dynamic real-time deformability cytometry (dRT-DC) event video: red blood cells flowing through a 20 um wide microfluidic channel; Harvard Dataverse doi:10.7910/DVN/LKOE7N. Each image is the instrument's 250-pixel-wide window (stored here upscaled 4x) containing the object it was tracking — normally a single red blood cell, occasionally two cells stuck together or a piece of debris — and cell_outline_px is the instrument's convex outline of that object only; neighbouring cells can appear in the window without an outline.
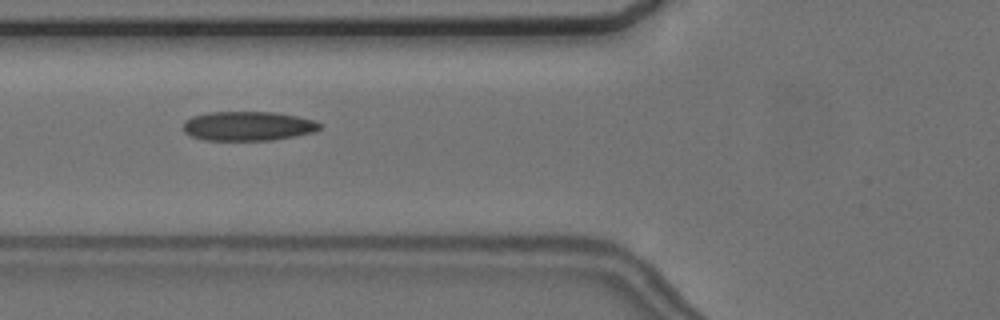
{"species": "common noctule bat (a hibernating species)", "species_latin": "Nyctalus noctula", "temperature_condition": "cold", "stored_images_in_passage": 5, "camera_frame_rate_fps": 3000, "um_per_image_px": 0.085, "animal": {"sex": "female", "body_mass_g": 24.6, "forearm_length_mm": 56.2}, "frame": {"image": 1, "passage_image": 4, "time_ms": 3.333, "image_size_px": [1000, 320], "cell_outline_px": [[320, 128], [312, 132], [296, 136], [272, 140], [204, 140], [192, 136], [184, 132], [184, 120], [192, 116], [208, 112], [276, 112], [316, 120], [320, 124]], "centroid_in_image_um": [21.07, 10.71], "position_along_channel_um": 104.7, "area_um2": 23.35}}
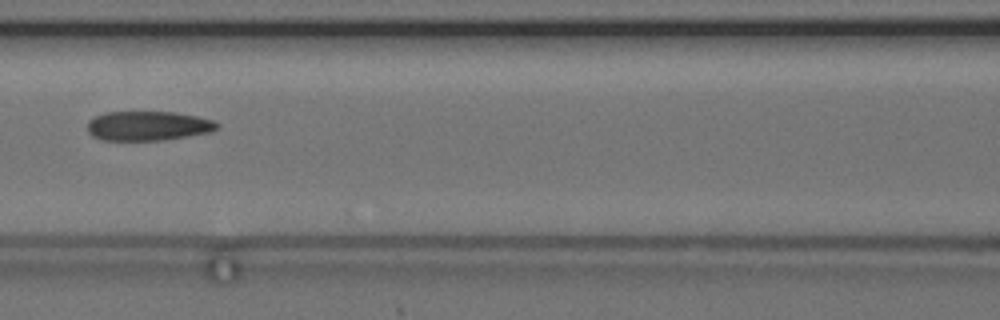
{"frame": {"image": 2, "passage_image": 5, "time_ms": 4.667, "image_size_px": [1000, 320], "cell_outline_px": [[220, 124], [212, 132], [160, 140], [104, 140], [92, 136], [88, 132], [88, 120], [104, 112], [176, 112], [216, 120]], "centroid_in_image_um": [12.59, 10.69], "position_along_channel_um": 154.0, "area_um2": 22.25}}